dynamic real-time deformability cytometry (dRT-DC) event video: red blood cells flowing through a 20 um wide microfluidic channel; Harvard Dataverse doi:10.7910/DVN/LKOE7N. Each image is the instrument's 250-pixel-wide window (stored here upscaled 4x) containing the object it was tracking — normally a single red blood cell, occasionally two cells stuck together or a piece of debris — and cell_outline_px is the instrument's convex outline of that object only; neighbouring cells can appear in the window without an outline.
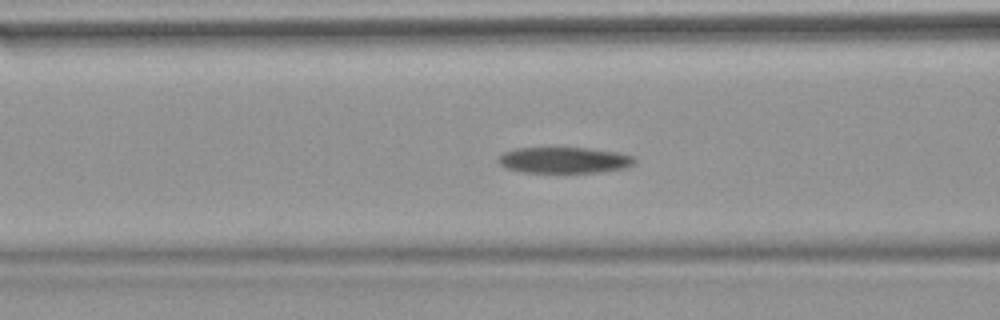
{"species": "common noctule bat (a hibernating species)", "species_latin": "Nyctalus noctula", "temperature_condition": "warm", "stored_images_in_passage": 46, "segment_of_instrument_passage": [1, 2], "camera_frame_rate_fps": 3000, "um_per_image_px": 0.085, "animal": {"sex": "female", "body_mass_g": 18.4}, "frame": {"image": 1, "passage_image": 18, "time_ms": 5.667, "image_size_px": [1000, 320], "cell_outline_px": [[636, 164], [624, 168], [596, 172], [524, 172], [508, 168], [500, 164], [496, 160], [504, 152], [516, 148], [588, 148], [616, 152], [636, 156]], "centroid_in_image_um": [47.99, 13.6], "position_along_channel_um": 118.6, "area_um2": 20.58}}
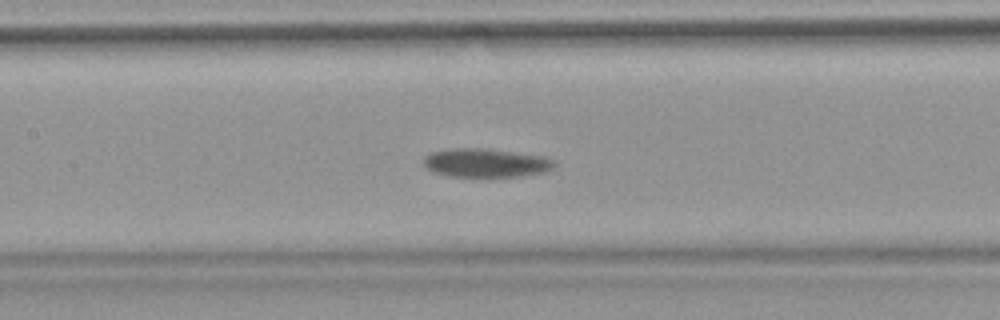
{"frame": {"image": 2, "passage_image": 22, "time_ms": 7.0, "image_size_px": [1000, 320], "cell_outline_px": [[556, 164], [552, 168], [544, 172], [488, 180], [452, 176], [436, 172], [428, 168], [424, 164], [424, 156], [432, 152], [452, 148], [480, 148], [544, 156], [556, 160]], "centroid_in_image_um": [41.32, 13.88], "position_along_channel_um": 166.1, "area_um2": 22.37}}
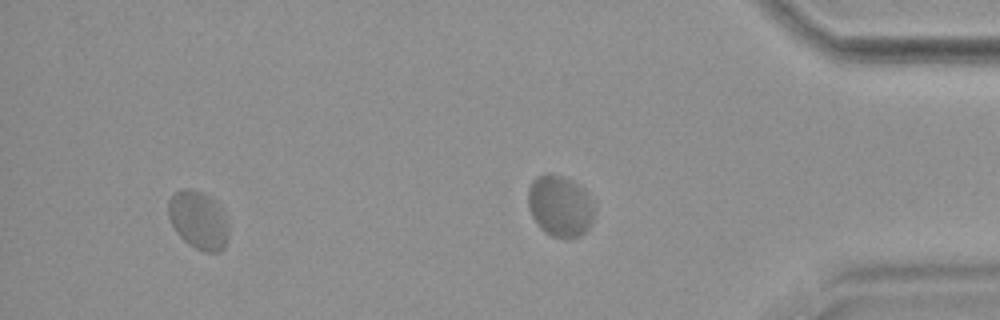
{"frame": {"image": 3, "passage_image": 42, "time_ms": 13.667, "image_size_px": [1000, 320], "cell_outline_px": [[228, 240], [224, 248], [220, 252], [204, 252], [188, 244], [176, 232], [168, 216], [168, 200], [172, 192], [180, 188], [192, 188], [204, 192], [212, 200], [228, 220]], "centroid_in_image_um": [16.84, 18.7], "position_along_channel_um": 418.4, "area_um2": 20.63}}